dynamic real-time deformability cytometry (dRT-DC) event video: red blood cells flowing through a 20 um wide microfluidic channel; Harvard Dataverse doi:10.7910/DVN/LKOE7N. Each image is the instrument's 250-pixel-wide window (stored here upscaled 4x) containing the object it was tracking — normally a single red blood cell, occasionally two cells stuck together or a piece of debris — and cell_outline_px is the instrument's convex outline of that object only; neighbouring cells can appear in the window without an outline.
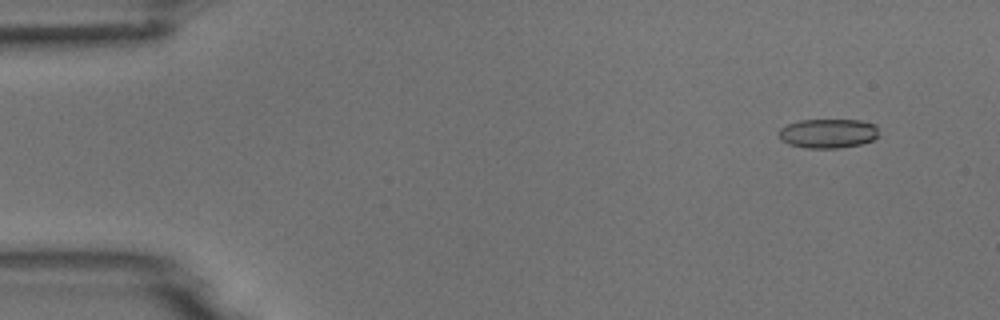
{"species": "common noctule bat (a hibernating species)", "species_latin": "Nyctalus noctula", "temperature_condition": "room temperature", "stored_images_in_passage": 5, "camera_frame_rate_fps": 3000, "um_per_image_px": 0.085, "animal": {"sex": "male", "body_mass_g": 18.8}, "frame": {"image": 1, "passage_image": 2, "time_ms": 1.0, "image_size_px": [1000, 320], "cell_outline_px": [[876, 136], [872, 140], [860, 144], [840, 148], [804, 148], [788, 144], [780, 140], [780, 128], [788, 124], [800, 120], [860, 120], [876, 124]], "centroid_in_image_um": [70.35, 11.34], "position_along_channel_um": 14.6, "area_um2": 16.99}}
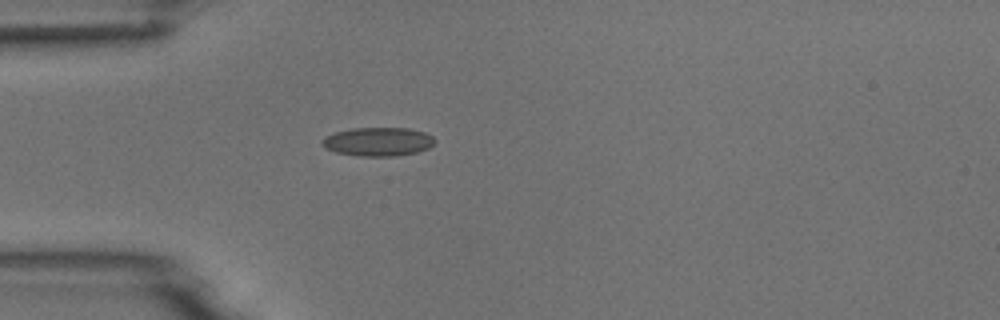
{"frame": {"image": 2, "passage_image": 5, "time_ms": 4.667, "image_size_px": [1000, 320], "cell_outline_px": [[436, 140], [428, 148], [416, 152], [396, 156], [360, 156], [336, 152], [324, 148], [320, 144], [320, 140], [324, 136], [336, 132], [352, 128], [408, 128], [424, 132], [432, 136]], "centroid_in_image_um": [32.09, 12.04], "position_along_channel_um": 52.9, "area_um2": 18.9}}